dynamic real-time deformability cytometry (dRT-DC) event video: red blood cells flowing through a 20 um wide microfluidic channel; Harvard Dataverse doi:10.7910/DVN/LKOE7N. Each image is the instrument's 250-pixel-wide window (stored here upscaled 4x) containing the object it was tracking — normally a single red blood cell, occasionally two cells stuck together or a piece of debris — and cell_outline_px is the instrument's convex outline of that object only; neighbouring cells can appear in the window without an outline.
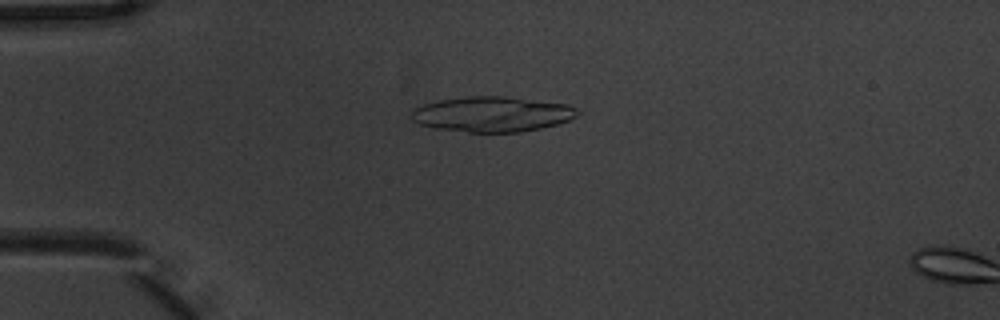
{"species": "common noctule bat (a hibernating species)", "species_latin": "Nyctalus noctula", "temperature_condition": "warm", "stored_images_in_passage": 5, "camera_frame_rate_fps": 3000, "um_per_image_px": 0.085, "animal": {"sex": "male", "body_mass_g": 20.1, "forearm_length_mm": 53.5}, "frame": {"image": 1, "passage_image": 4, "time_ms": 1.0, "image_size_px": [1000, 320], "cell_outline_px": [[580, 112], [576, 116], [568, 120], [556, 124], [540, 128], [520, 132], [468, 132], [436, 128], [420, 124], [412, 120], [408, 116], [412, 108], [436, 100], [468, 96], [508, 96], [568, 104], [576, 108]], "centroid_in_image_um": [41.79, 9.69], "position_along_channel_um": 43.2, "area_um2": 34.39}}